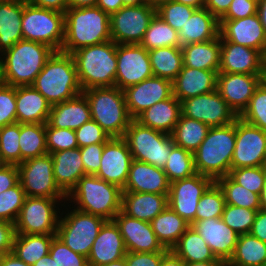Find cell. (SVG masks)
I'll return each mask as SVG.
<instances>
[{
  "mask_svg": "<svg viewBox=\"0 0 266 266\" xmlns=\"http://www.w3.org/2000/svg\"><path fill=\"white\" fill-rule=\"evenodd\" d=\"M54 52L40 42L18 41L0 55L2 83L13 87L32 85Z\"/></svg>",
  "mask_w": 266,
  "mask_h": 266,
  "instance_id": "obj_1",
  "label": "cell"
},
{
  "mask_svg": "<svg viewBox=\"0 0 266 266\" xmlns=\"http://www.w3.org/2000/svg\"><path fill=\"white\" fill-rule=\"evenodd\" d=\"M111 40L110 15L99 7L68 8L65 11L64 41L61 52Z\"/></svg>",
  "mask_w": 266,
  "mask_h": 266,
  "instance_id": "obj_2",
  "label": "cell"
},
{
  "mask_svg": "<svg viewBox=\"0 0 266 266\" xmlns=\"http://www.w3.org/2000/svg\"><path fill=\"white\" fill-rule=\"evenodd\" d=\"M235 141L236 120L229 125L210 127L205 139L193 153L196 173L210 177L214 182L229 175Z\"/></svg>",
  "mask_w": 266,
  "mask_h": 266,
  "instance_id": "obj_3",
  "label": "cell"
},
{
  "mask_svg": "<svg viewBox=\"0 0 266 266\" xmlns=\"http://www.w3.org/2000/svg\"><path fill=\"white\" fill-rule=\"evenodd\" d=\"M32 86L53 106L82 94L71 54L55 51Z\"/></svg>",
  "mask_w": 266,
  "mask_h": 266,
  "instance_id": "obj_4",
  "label": "cell"
},
{
  "mask_svg": "<svg viewBox=\"0 0 266 266\" xmlns=\"http://www.w3.org/2000/svg\"><path fill=\"white\" fill-rule=\"evenodd\" d=\"M82 91L113 87L117 73L116 43L112 40L85 46L71 53Z\"/></svg>",
  "mask_w": 266,
  "mask_h": 266,
  "instance_id": "obj_5",
  "label": "cell"
},
{
  "mask_svg": "<svg viewBox=\"0 0 266 266\" xmlns=\"http://www.w3.org/2000/svg\"><path fill=\"white\" fill-rule=\"evenodd\" d=\"M66 201L73 202L81 212L113 220L121 211L122 189L96 175H84L67 194Z\"/></svg>",
  "mask_w": 266,
  "mask_h": 266,
  "instance_id": "obj_6",
  "label": "cell"
},
{
  "mask_svg": "<svg viewBox=\"0 0 266 266\" xmlns=\"http://www.w3.org/2000/svg\"><path fill=\"white\" fill-rule=\"evenodd\" d=\"M82 94L87 98L92 120L110 137H123L133 120L127 110L123 90L116 86L94 87Z\"/></svg>",
  "mask_w": 266,
  "mask_h": 266,
  "instance_id": "obj_7",
  "label": "cell"
},
{
  "mask_svg": "<svg viewBox=\"0 0 266 266\" xmlns=\"http://www.w3.org/2000/svg\"><path fill=\"white\" fill-rule=\"evenodd\" d=\"M134 160L164 169L175 146L170 134L142 126L133 119L122 137Z\"/></svg>",
  "mask_w": 266,
  "mask_h": 266,
  "instance_id": "obj_8",
  "label": "cell"
},
{
  "mask_svg": "<svg viewBox=\"0 0 266 266\" xmlns=\"http://www.w3.org/2000/svg\"><path fill=\"white\" fill-rule=\"evenodd\" d=\"M65 13L40 8L23 0L21 20L23 40L36 41L61 51L64 41Z\"/></svg>",
  "mask_w": 266,
  "mask_h": 266,
  "instance_id": "obj_9",
  "label": "cell"
},
{
  "mask_svg": "<svg viewBox=\"0 0 266 266\" xmlns=\"http://www.w3.org/2000/svg\"><path fill=\"white\" fill-rule=\"evenodd\" d=\"M72 208L74 209L70 212L68 210L65 216L61 212L56 237L73 252L88 257L101 227L107 220Z\"/></svg>",
  "mask_w": 266,
  "mask_h": 266,
  "instance_id": "obj_10",
  "label": "cell"
},
{
  "mask_svg": "<svg viewBox=\"0 0 266 266\" xmlns=\"http://www.w3.org/2000/svg\"><path fill=\"white\" fill-rule=\"evenodd\" d=\"M63 200L66 201V199L26 196L14 223L15 233L56 234L60 217L59 210H61L58 206Z\"/></svg>",
  "mask_w": 266,
  "mask_h": 266,
  "instance_id": "obj_11",
  "label": "cell"
},
{
  "mask_svg": "<svg viewBox=\"0 0 266 266\" xmlns=\"http://www.w3.org/2000/svg\"><path fill=\"white\" fill-rule=\"evenodd\" d=\"M19 182L28 197L66 199L53 175V158L47 153L17 165Z\"/></svg>",
  "mask_w": 266,
  "mask_h": 266,
  "instance_id": "obj_12",
  "label": "cell"
},
{
  "mask_svg": "<svg viewBox=\"0 0 266 266\" xmlns=\"http://www.w3.org/2000/svg\"><path fill=\"white\" fill-rule=\"evenodd\" d=\"M156 7L149 4L123 6L110 15L111 40L116 44H140Z\"/></svg>",
  "mask_w": 266,
  "mask_h": 266,
  "instance_id": "obj_13",
  "label": "cell"
},
{
  "mask_svg": "<svg viewBox=\"0 0 266 266\" xmlns=\"http://www.w3.org/2000/svg\"><path fill=\"white\" fill-rule=\"evenodd\" d=\"M181 114L209 127L229 125L238 118L216 90L181 101Z\"/></svg>",
  "mask_w": 266,
  "mask_h": 266,
  "instance_id": "obj_14",
  "label": "cell"
},
{
  "mask_svg": "<svg viewBox=\"0 0 266 266\" xmlns=\"http://www.w3.org/2000/svg\"><path fill=\"white\" fill-rule=\"evenodd\" d=\"M115 85L121 90L153 77L148 50L140 44H116Z\"/></svg>",
  "mask_w": 266,
  "mask_h": 266,
  "instance_id": "obj_15",
  "label": "cell"
},
{
  "mask_svg": "<svg viewBox=\"0 0 266 266\" xmlns=\"http://www.w3.org/2000/svg\"><path fill=\"white\" fill-rule=\"evenodd\" d=\"M213 182L210 177L199 173L171 182L168 206L191 225L195 222L201 196Z\"/></svg>",
  "mask_w": 266,
  "mask_h": 266,
  "instance_id": "obj_16",
  "label": "cell"
},
{
  "mask_svg": "<svg viewBox=\"0 0 266 266\" xmlns=\"http://www.w3.org/2000/svg\"><path fill=\"white\" fill-rule=\"evenodd\" d=\"M266 154V131L240 117L236 119V141L231 169L262 166Z\"/></svg>",
  "mask_w": 266,
  "mask_h": 266,
  "instance_id": "obj_17",
  "label": "cell"
},
{
  "mask_svg": "<svg viewBox=\"0 0 266 266\" xmlns=\"http://www.w3.org/2000/svg\"><path fill=\"white\" fill-rule=\"evenodd\" d=\"M123 92L129 115L132 119H136L155 103L173 95L172 81L153 76L125 88Z\"/></svg>",
  "mask_w": 266,
  "mask_h": 266,
  "instance_id": "obj_18",
  "label": "cell"
},
{
  "mask_svg": "<svg viewBox=\"0 0 266 266\" xmlns=\"http://www.w3.org/2000/svg\"><path fill=\"white\" fill-rule=\"evenodd\" d=\"M132 160L126 141L122 137H111L104 143L100 169L96 176L123 189Z\"/></svg>",
  "mask_w": 266,
  "mask_h": 266,
  "instance_id": "obj_19",
  "label": "cell"
},
{
  "mask_svg": "<svg viewBox=\"0 0 266 266\" xmlns=\"http://www.w3.org/2000/svg\"><path fill=\"white\" fill-rule=\"evenodd\" d=\"M260 84L261 75L218 73L216 89L239 117Z\"/></svg>",
  "mask_w": 266,
  "mask_h": 266,
  "instance_id": "obj_20",
  "label": "cell"
},
{
  "mask_svg": "<svg viewBox=\"0 0 266 266\" xmlns=\"http://www.w3.org/2000/svg\"><path fill=\"white\" fill-rule=\"evenodd\" d=\"M124 239L127 252H167L156 237L151 223L131 218L119 211L114 219Z\"/></svg>",
  "mask_w": 266,
  "mask_h": 266,
  "instance_id": "obj_21",
  "label": "cell"
},
{
  "mask_svg": "<svg viewBox=\"0 0 266 266\" xmlns=\"http://www.w3.org/2000/svg\"><path fill=\"white\" fill-rule=\"evenodd\" d=\"M264 55L253 48L226 41L221 36V56L218 73L261 75Z\"/></svg>",
  "mask_w": 266,
  "mask_h": 266,
  "instance_id": "obj_22",
  "label": "cell"
},
{
  "mask_svg": "<svg viewBox=\"0 0 266 266\" xmlns=\"http://www.w3.org/2000/svg\"><path fill=\"white\" fill-rule=\"evenodd\" d=\"M220 35L228 42L266 54V34L258 14L236 20H219Z\"/></svg>",
  "mask_w": 266,
  "mask_h": 266,
  "instance_id": "obj_23",
  "label": "cell"
},
{
  "mask_svg": "<svg viewBox=\"0 0 266 266\" xmlns=\"http://www.w3.org/2000/svg\"><path fill=\"white\" fill-rule=\"evenodd\" d=\"M191 226L205 240L216 258L228 262L232 257L239 235L221 218L196 221Z\"/></svg>",
  "mask_w": 266,
  "mask_h": 266,
  "instance_id": "obj_24",
  "label": "cell"
},
{
  "mask_svg": "<svg viewBox=\"0 0 266 266\" xmlns=\"http://www.w3.org/2000/svg\"><path fill=\"white\" fill-rule=\"evenodd\" d=\"M127 249L120 229L114 220H107L93 243L88 259L89 266L109 264L125 257Z\"/></svg>",
  "mask_w": 266,
  "mask_h": 266,
  "instance_id": "obj_25",
  "label": "cell"
},
{
  "mask_svg": "<svg viewBox=\"0 0 266 266\" xmlns=\"http://www.w3.org/2000/svg\"><path fill=\"white\" fill-rule=\"evenodd\" d=\"M169 188L170 182L163 169L133 159L122 191L169 194Z\"/></svg>",
  "mask_w": 266,
  "mask_h": 266,
  "instance_id": "obj_26",
  "label": "cell"
},
{
  "mask_svg": "<svg viewBox=\"0 0 266 266\" xmlns=\"http://www.w3.org/2000/svg\"><path fill=\"white\" fill-rule=\"evenodd\" d=\"M217 72L183 66L172 81L173 95L183 100L216 90Z\"/></svg>",
  "mask_w": 266,
  "mask_h": 266,
  "instance_id": "obj_27",
  "label": "cell"
},
{
  "mask_svg": "<svg viewBox=\"0 0 266 266\" xmlns=\"http://www.w3.org/2000/svg\"><path fill=\"white\" fill-rule=\"evenodd\" d=\"M51 105L32 85L16 87V115L20 124L47 123Z\"/></svg>",
  "mask_w": 266,
  "mask_h": 266,
  "instance_id": "obj_28",
  "label": "cell"
},
{
  "mask_svg": "<svg viewBox=\"0 0 266 266\" xmlns=\"http://www.w3.org/2000/svg\"><path fill=\"white\" fill-rule=\"evenodd\" d=\"M168 206V194L122 191L121 211L127 216L151 222Z\"/></svg>",
  "mask_w": 266,
  "mask_h": 266,
  "instance_id": "obj_29",
  "label": "cell"
},
{
  "mask_svg": "<svg viewBox=\"0 0 266 266\" xmlns=\"http://www.w3.org/2000/svg\"><path fill=\"white\" fill-rule=\"evenodd\" d=\"M91 119L87 98L80 94L51 106L48 123L54 128L76 130Z\"/></svg>",
  "mask_w": 266,
  "mask_h": 266,
  "instance_id": "obj_30",
  "label": "cell"
},
{
  "mask_svg": "<svg viewBox=\"0 0 266 266\" xmlns=\"http://www.w3.org/2000/svg\"><path fill=\"white\" fill-rule=\"evenodd\" d=\"M180 47L220 36L219 20L206 8L197 9L178 31Z\"/></svg>",
  "mask_w": 266,
  "mask_h": 266,
  "instance_id": "obj_31",
  "label": "cell"
},
{
  "mask_svg": "<svg viewBox=\"0 0 266 266\" xmlns=\"http://www.w3.org/2000/svg\"><path fill=\"white\" fill-rule=\"evenodd\" d=\"M53 158V175L58 186L68 194L86 175L80 148L61 150L50 154Z\"/></svg>",
  "mask_w": 266,
  "mask_h": 266,
  "instance_id": "obj_32",
  "label": "cell"
},
{
  "mask_svg": "<svg viewBox=\"0 0 266 266\" xmlns=\"http://www.w3.org/2000/svg\"><path fill=\"white\" fill-rule=\"evenodd\" d=\"M181 115V102L172 95L170 98L157 102L135 120L142 126L171 134Z\"/></svg>",
  "mask_w": 266,
  "mask_h": 266,
  "instance_id": "obj_33",
  "label": "cell"
},
{
  "mask_svg": "<svg viewBox=\"0 0 266 266\" xmlns=\"http://www.w3.org/2000/svg\"><path fill=\"white\" fill-rule=\"evenodd\" d=\"M23 0H0V54L23 40Z\"/></svg>",
  "mask_w": 266,
  "mask_h": 266,
  "instance_id": "obj_34",
  "label": "cell"
},
{
  "mask_svg": "<svg viewBox=\"0 0 266 266\" xmlns=\"http://www.w3.org/2000/svg\"><path fill=\"white\" fill-rule=\"evenodd\" d=\"M181 48L183 66L218 73L221 56V35L213 40L188 44Z\"/></svg>",
  "mask_w": 266,
  "mask_h": 266,
  "instance_id": "obj_35",
  "label": "cell"
},
{
  "mask_svg": "<svg viewBox=\"0 0 266 266\" xmlns=\"http://www.w3.org/2000/svg\"><path fill=\"white\" fill-rule=\"evenodd\" d=\"M150 223L158 240L169 250L178 243L180 237L191 226L190 223L181 218L169 206Z\"/></svg>",
  "mask_w": 266,
  "mask_h": 266,
  "instance_id": "obj_36",
  "label": "cell"
},
{
  "mask_svg": "<svg viewBox=\"0 0 266 266\" xmlns=\"http://www.w3.org/2000/svg\"><path fill=\"white\" fill-rule=\"evenodd\" d=\"M55 236L56 234H15L11 253L33 266L49 254L50 244Z\"/></svg>",
  "mask_w": 266,
  "mask_h": 266,
  "instance_id": "obj_37",
  "label": "cell"
},
{
  "mask_svg": "<svg viewBox=\"0 0 266 266\" xmlns=\"http://www.w3.org/2000/svg\"><path fill=\"white\" fill-rule=\"evenodd\" d=\"M171 250L185 263L223 261L215 257L205 240L192 226L185 231Z\"/></svg>",
  "mask_w": 266,
  "mask_h": 266,
  "instance_id": "obj_38",
  "label": "cell"
},
{
  "mask_svg": "<svg viewBox=\"0 0 266 266\" xmlns=\"http://www.w3.org/2000/svg\"><path fill=\"white\" fill-rule=\"evenodd\" d=\"M227 266H266V243L250 233L239 235Z\"/></svg>",
  "mask_w": 266,
  "mask_h": 266,
  "instance_id": "obj_39",
  "label": "cell"
},
{
  "mask_svg": "<svg viewBox=\"0 0 266 266\" xmlns=\"http://www.w3.org/2000/svg\"><path fill=\"white\" fill-rule=\"evenodd\" d=\"M155 77L173 81L183 67L181 47H162L148 51Z\"/></svg>",
  "mask_w": 266,
  "mask_h": 266,
  "instance_id": "obj_40",
  "label": "cell"
},
{
  "mask_svg": "<svg viewBox=\"0 0 266 266\" xmlns=\"http://www.w3.org/2000/svg\"><path fill=\"white\" fill-rule=\"evenodd\" d=\"M209 129L210 127L205 123L181 114L170 135L175 145L194 153L205 139Z\"/></svg>",
  "mask_w": 266,
  "mask_h": 266,
  "instance_id": "obj_41",
  "label": "cell"
},
{
  "mask_svg": "<svg viewBox=\"0 0 266 266\" xmlns=\"http://www.w3.org/2000/svg\"><path fill=\"white\" fill-rule=\"evenodd\" d=\"M19 146L21 163L47 154L46 123L20 124Z\"/></svg>",
  "mask_w": 266,
  "mask_h": 266,
  "instance_id": "obj_42",
  "label": "cell"
},
{
  "mask_svg": "<svg viewBox=\"0 0 266 266\" xmlns=\"http://www.w3.org/2000/svg\"><path fill=\"white\" fill-rule=\"evenodd\" d=\"M140 45L148 51L162 47H180L178 31L155 14Z\"/></svg>",
  "mask_w": 266,
  "mask_h": 266,
  "instance_id": "obj_43",
  "label": "cell"
},
{
  "mask_svg": "<svg viewBox=\"0 0 266 266\" xmlns=\"http://www.w3.org/2000/svg\"><path fill=\"white\" fill-rule=\"evenodd\" d=\"M222 189L226 204L259 210V194L247 190L236 183L229 175L215 181Z\"/></svg>",
  "mask_w": 266,
  "mask_h": 266,
  "instance_id": "obj_44",
  "label": "cell"
},
{
  "mask_svg": "<svg viewBox=\"0 0 266 266\" xmlns=\"http://www.w3.org/2000/svg\"><path fill=\"white\" fill-rule=\"evenodd\" d=\"M163 170L170 183L191 177L196 174L193 153L175 145L168 156Z\"/></svg>",
  "mask_w": 266,
  "mask_h": 266,
  "instance_id": "obj_45",
  "label": "cell"
},
{
  "mask_svg": "<svg viewBox=\"0 0 266 266\" xmlns=\"http://www.w3.org/2000/svg\"><path fill=\"white\" fill-rule=\"evenodd\" d=\"M225 204L222 189L216 182H213L199 200L195 222L210 218H221Z\"/></svg>",
  "mask_w": 266,
  "mask_h": 266,
  "instance_id": "obj_46",
  "label": "cell"
},
{
  "mask_svg": "<svg viewBox=\"0 0 266 266\" xmlns=\"http://www.w3.org/2000/svg\"><path fill=\"white\" fill-rule=\"evenodd\" d=\"M19 136L20 123L18 122L0 128V158L4 164H21Z\"/></svg>",
  "mask_w": 266,
  "mask_h": 266,
  "instance_id": "obj_47",
  "label": "cell"
},
{
  "mask_svg": "<svg viewBox=\"0 0 266 266\" xmlns=\"http://www.w3.org/2000/svg\"><path fill=\"white\" fill-rule=\"evenodd\" d=\"M258 210L225 204L221 219L238 235L250 233Z\"/></svg>",
  "mask_w": 266,
  "mask_h": 266,
  "instance_id": "obj_48",
  "label": "cell"
},
{
  "mask_svg": "<svg viewBox=\"0 0 266 266\" xmlns=\"http://www.w3.org/2000/svg\"><path fill=\"white\" fill-rule=\"evenodd\" d=\"M196 10L191 6L168 0L156 7V14L174 30L179 31Z\"/></svg>",
  "mask_w": 266,
  "mask_h": 266,
  "instance_id": "obj_49",
  "label": "cell"
},
{
  "mask_svg": "<svg viewBox=\"0 0 266 266\" xmlns=\"http://www.w3.org/2000/svg\"><path fill=\"white\" fill-rule=\"evenodd\" d=\"M26 198L25 192L18 182L15 186L0 193V220L15 223Z\"/></svg>",
  "mask_w": 266,
  "mask_h": 266,
  "instance_id": "obj_50",
  "label": "cell"
},
{
  "mask_svg": "<svg viewBox=\"0 0 266 266\" xmlns=\"http://www.w3.org/2000/svg\"><path fill=\"white\" fill-rule=\"evenodd\" d=\"M243 121L266 131V87L260 84L247 108L239 116Z\"/></svg>",
  "mask_w": 266,
  "mask_h": 266,
  "instance_id": "obj_51",
  "label": "cell"
},
{
  "mask_svg": "<svg viewBox=\"0 0 266 266\" xmlns=\"http://www.w3.org/2000/svg\"><path fill=\"white\" fill-rule=\"evenodd\" d=\"M229 176L238 184L250 190L251 192L260 195L266 173L262 166L259 167H241L237 169H231Z\"/></svg>",
  "mask_w": 266,
  "mask_h": 266,
  "instance_id": "obj_52",
  "label": "cell"
},
{
  "mask_svg": "<svg viewBox=\"0 0 266 266\" xmlns=\"http://www.w3.org/2000/svg\"><path fill=\"white\" fill-rule=\"evenodd\" d=\"M46 146L49 154L78 148L75 130L54 128L47 122Z\"/></svg>",
  "mask_w": 266,
  "mask_h": 266,
  "instance_id": "obj_53",
  "label": "cell"
},
{
  "mask_svg": "<svg viewBox=\"0 0 266 266\" xmlns=\"http://www.w3.org/2000/svg\"><path fill=\"white\" fill-rule=\"evenodd\" d=\"M49 254L56 266H89L87 257L70 250L56 236L50 244Z\"/></svg>",
  "mask_w": 266,
  "mask_h": 266,
  "instance_id": "obj_54",
  "label": "cell"
},
{
  "mask_svg": "<svg viewBox=\"0 0 266 266\" xmlns=\"http://www.w3.org/2000/svg\"><path fill=\"white\" fill-rule=\"evenodd\" d=\"M17 122L16 87L0 83V128Z\"/></svg>",
  "mask_w": 266,
  "mask_h": 266,
  "instance_id": "obj_55",
  "label": "cell"
},
{
  "mask_svg": "<svg viewBox=\"0 0 266 266\" xmlns=\"http://www.w3.org/2000/svg\"><path fill=\"white\" fill-rule=\"evenodd\" d=\"M78 147H84L91 144L106 143L111 137L102 127L90 120L75 130Z\"/></svg>",
  "mask_w": 266,
  "mask_h": 266,
  "instance_id": "obj_56",
  "label": "cell"
},
{
  "mask_svg": "<svg viewBox=\"0 0 266 266\" xmlns=\"http://www.w3.org/2000/svg\"><path fill=\"white\" fill-rule=\"evenodd\" d=\"M104 143L91 144L80 148L82 163L86 175H96L100 169Z\"/></svg>",
  "mask_w": 266,
  "mask_h": 266,
  "instance_id": "obj_57",
  "label": "cell"
},
{
  "mask_svg": "<svg viewBox=\"0 0 266 266\" xmlns=\"http://www.w3.org/2000/svg\"><path fill=\"white\" fill-rule=\"evenodd\" d=\"M258 2L254 0H232L226 14L220 20H236L257 14Z\"/></svg>",
  "mask_w": 266,
  "mask_h": 266,
  "instance_id": "obj_58",
  "label": "cell"
},
{
  "mask_svg": "<svg viewBox=\"0 0 266 266\" xmlns=\"http://www.w3.org/2000/svg\"><path fill=\"white\" fill-rule=\"evenodd\" d=\"M166 252H127V266H160Z\"/></svg>",
  "mask_w": 266,
  "mask_h": 266,
  "instance_id": "obj_59",
  "label": "cell"
},
{
  "mask_svg": "<svg viewBox=\"0 0 266 266\" xmlns=\"http://www.w3.org/2000/svg\"><path fill=\"white\" fill-rule=\"evenodd\" d=\"M19 182L17 165L4 164L0 168V193L15 186Z\"/></svg>",
  "mask_w": 266,
  "mask_h": 266,
  "instance_id": "obj_60",
  "label": "cell"
},
{
  "mask_svg": "<svg viewBox=\"0 0 266 266\" xmlns=\"http://www.w3.org/2000/svg\"><path fill=\"white\" fill-rule=\"evenodd\" d=\"M15 234V227L13 223L0 220V249L5 254L12 251Z\"/></svg>",
  "mask_w": 266,
  "mask_h": 266,
  "instance_id": "obj_61",
  "label": "cell"
},
{
  "mask_svg": "<svg viewBox=\"0 0 266 266\" xmlns=\"http://www.w3.org/2000/svg\"><path fill=\"white\" fill-rule=\"evenodd\" d=\"M250 234L266 243V210H258Z\"/></svg>",
  "mask_w": 266,
  "mask_h": 266,
  "instance_id": "obj_62",
  "label": "cell"
},
{
  "mask_svg": "<svg viewBox=\"0 0 266 266\" xmlns=\"http://www.w3.org/2000/svg\"><path fill=\"white\" fill-rule=\"evenodd\" d=\"M232 0H204V8L220 20L230 7Z\"/></svg>",
  "mask_w": 266,
  "mask_h": 266,
  "instance_id": "obj_63",
  "label": "cell"
},
{
  "mask_svg": "<svg viewBox=\"0 0 266 266\" xmlns=\"http://www.w3.org/2000/svg\"><path fill=\"white\" fill-rule=\"evenodd\" d=\"M27 1L34 6L55 10L61 13H65V11L68 9L67 0H27Z\"/></svg>",
  "mask_w": 266,
  "mask_h": 266,
  "instance_id": "obj_64",
  "label": "cell"
},
{
  "mask_svg": "<svg viewBox=\"0 0 266 266\" xmlns=\"http://www.w3.org/2000/svg\"><path fill=\"white\" fill-rule=\"evenodd\" d=\"M102 9L105 13L111 15L112 13L117 12L123 7L122 0H98L96 5Z\"/></svg>",
  "mask_w": 266,
  "mask_h": 266,
  "instance_id": "obj_65",
  "label": "cell"
},
{
  "mask_svg": "<svg viewBox=\"0 0 266 266\" xmlns=\"http://www.w3.org/2000/svg\"><path fill=\"white\" fill-rule=\"evenodd\" d=\"M185 264L173 250H168L162 257L160 266H185Z\"/></svg>",
  "mask_w": 266,
  "mask_h": 266,
  "instance_id": "obj_66",
  "label": "cell"
},
{
  "mask_svg": "<svg viewBox=\"0 0 266 266\" xmlns=\"http://www.w3.org/2000/svg\"><path fill=\"white\" fill-rule=\"evenodd\" d=\"M0 266H31L26 264L24 261L17 258L14 254L7 253L3 256L0 261Z\"/></svg>",
  "mask_w": 266,
  "mask_h": 266,
  "instance_id": "obj_67",
  "label": "cell"
},
{
  "mask_svg": "<svg viewBox=\"0 0 266 266\" xmlns=\"http://www.w3.org/2000/svg\"><path fill=\"white\" fill-rule=\"evenodd\" d=\"M68 8L95 7L98 0H67Z\"/></svg>",
  "mask_w": 266,
  "mask_h": 266,
  "instance_id": "obj_68",
  "label": "cell"
},
{
  "mask_svg": "<svg viewBox=\"0 0 266 266\" xmlns=\"http://www.w3.org/2000/svg\"><path fill=\"white\" fill-rule=\"evenodd\" d=\"M257 14L266 34V0H260V2L258 3Z\"/></svg>",
  "mask_w": 266,
  "mask_h": 266,
  "instance_id": "obj_69",
  "label": "cell"
},
{
  "mask_svg": "<svg viewBox=\"0 0 266 266\" xmlns=\"http://www.w3.org/2000/svg\"><path fill=\"white\" fill-rule=\"evenodd\" d=\"M185 266H227L224 261H204V262H193L186 263Z\"/></svg>",
  "mask_w": 266,
  "mask_h": 266,
  "instance_id": "obj_70",
  "label": "cell"
},
{
  "mask_svg": "<svg viewBox=\"0 0 266 266\" xmlns=\"http://www.w3.org/2000/svg\"><path fill=\"white\" fill-rule=\"evenodd\" d=\"M174 1L191 6L196 9L204 8V0H174Z\"/></svg>",
  "mask_w": 266,
  "mask_h": 266,
  "instance_id": "obj_71",
  "label": "cell"
},
{
  "mask_svg": "<svg viewBox=\"0 0 266 266\" xmlns=\"http://www.w3.org/2000/svg\"><path fill=\"white\" fill-rule=\"evenodd\" d=\"M33 266H56L55 261L51 258L50 254L45 255Z\"/></svg>",
  "mask_w": 266,
  "mask_h": 266,
  "instance_id": "obj_72",
  "label": "cell"
},
{
  "mask_svg": "<svg viewBox=\"0 0 266 266\" xmlns=\"http://www.w3.org/2000/svg\"><path fill=\"white\" fill-rule=\"evenodd\" d=\"M260 209L266 210V177L263 185V189L259 195Z\"/></svg>",
  "mask_w": 266,
  "mask_h": 266,
  "instance_id": "obj_73",
  "label": "cell"
},
{
  "mask_svg": "<svg viewBox=\"0 0 266 266\" xmlns=\"http://www.w3.org/2000/svg\"><path fill=\"white\" fill-rule=\"evenodd\" d=\"M123 6H136L145 4L144 0H122Z\"/></svg>",
  "mask_w": 266,
  "mask_h": 266,
  "instance_id": "obj_74",
  "label": "cell"
},
{
  "mask_svg": "<svg viewBox=\"0 0 266 266\" xmlns=\"http://www.w3.org/2000/svg\"><path fill=\"white\" fill-rule=\"evenodd\" d=\"M100 266H127V263H126V259L124 257L121 260H118V261H115V262H112L109 264L100 265Z\"/></svg>",
  "mask_w": 266,
  "mask_h": 266,
  "instance_id": "obj_75",
  "label": "cell"
},
{
  "mask_svg": "<svg viewBox=\"0 0 266 266\" xmlns=\"http://www.w3.org/2000/svg\"><path fill=\"white\" fill-rule=\"evenodd\" d=\"M146 4L157 7L159 4L168 1V0H144Z\"/></svg>",
  "mask_w": 266,
  "mask_h": 266,
  "instance_id": "obj_76",
  "label": "cell"
},
{
  "mask_svg": "<svg viewBox=\"0 0 266 266\" xmlns=\"http://www.w3.org/2000/svg\"><path fill=\"white\" fill-rule=\"evenodd\" d=\"M261 84L266 87V67L264 66L263 71L261 73Z\"/></svg>",
  "mask_w": 266,
  "mask_h": 266,
  "instance_id": "obj_77",
  "label": "cell"
},
{
  "mask_svg": "<svg viewBox=\"0 0 266 266\" xmlns=\"http://www.w3.org/2000/svg\"><path fill=\"white\" fill-rule=\"evenodd\" d=\"M262 167L264 169V172L266 173V154H265V157H264V160H263Z\"/></svg>",
  "mask_w": 266,
  "mask_h": 266,
  "instance_id": "obj_78",
  "label": "cell"
},
{
  "mask_svg": "<svg viewBox=\"0 0 266 266\" xmlns=\"http://www.w3.org/2000/svg\"><path fill=\"white\" fill-rule=\"evenodd\" d=\"M4 255H5V253L0 249V261L2 260Z\"/></svg>",
  "mask_w": 266,
  "mask_h": 266,
  "instance_id": "obj_79",
  "label": "cell"
},
{
  "mask_svg": "<svg viewBox=\"0 0 266 266\" xmlns=\"http://www.w3.org/2000/svg\"><path fill=\"white\" fill-rule=\"evenodd\" d=\"M264 66L266 67V54L264 56Z\"/></svg>",
  "mask_w": 266,
  "mask_h": 266,
  "instance_id": "obj_80",
  "label": "cell"
}]
</instances>
